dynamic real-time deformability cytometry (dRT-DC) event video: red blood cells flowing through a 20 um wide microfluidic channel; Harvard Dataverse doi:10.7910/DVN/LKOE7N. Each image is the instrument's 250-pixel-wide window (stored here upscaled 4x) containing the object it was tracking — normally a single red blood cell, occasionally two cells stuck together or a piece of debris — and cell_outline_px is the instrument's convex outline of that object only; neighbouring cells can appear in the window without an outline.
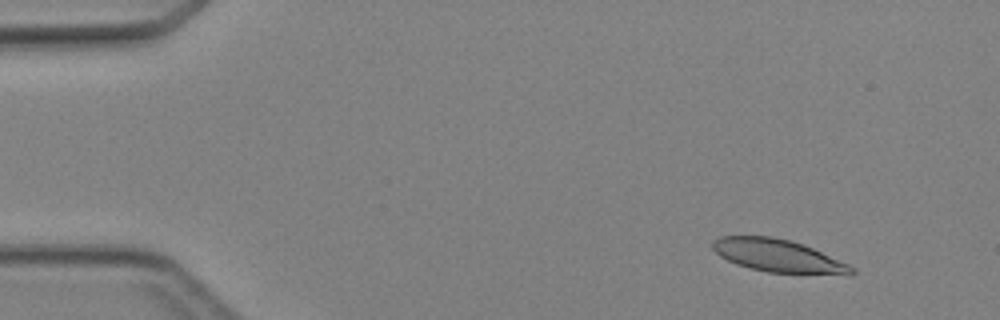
{"species": "Egyptian fruit bat (a non-hibernating species)", "species_latin": "Rousettus aegyptiacus", "temperature_condition": "cold", "stored_images_in_passage": 4, "camera_frame_rate_fps": 3000, "um_per_image_px": 0.085, "animal": {"sex": "female"}, "frame": {"image": 1, "passage_image": 1, "time_ms": 0.0, "image_size_px": [1000, 320], "cell_outline_px": [[856, 272], [852, 276], [848, 276], [768, 272], [736, 264], [720, 256], [712, 248], [712, 240], [720, 236], [772, 236], [792, 240], [804, 244], [848, 264], [856, 268]], "centroid_in_image_um": [66.22, 21.75], "position_along_channel_um": 18.8, "area_um2": 26.93}}
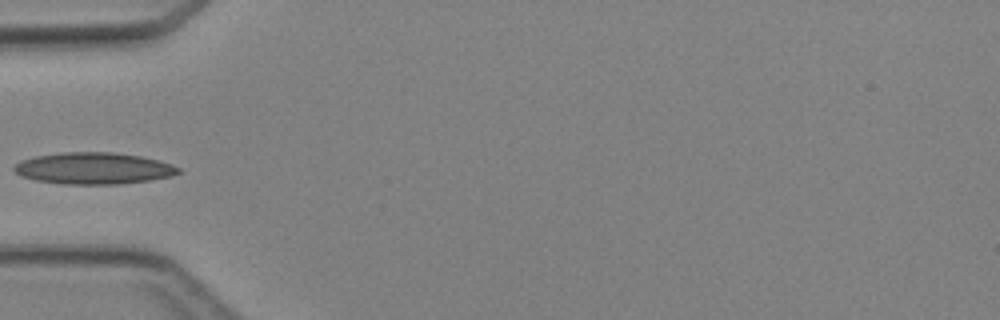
{"frame": {"image": 2, "passage_image": 4, "time_ms": 3.667, "image_size_px": [1000, 320], "cell_outline_px": [[180, 172], [172, 176], [148, 180], [120, 184], [60, 184], [36, 180], [24, 176], [16, 172], [12, 168], [20, 160], [36, 156], [60, 152], [112, 152], [140, 156], [172, 164], [180, 168]], "centroid_in_image_um": [7.95, 14.3], "position_along_channel_um": 77.1, "area_um2": 30.17}}